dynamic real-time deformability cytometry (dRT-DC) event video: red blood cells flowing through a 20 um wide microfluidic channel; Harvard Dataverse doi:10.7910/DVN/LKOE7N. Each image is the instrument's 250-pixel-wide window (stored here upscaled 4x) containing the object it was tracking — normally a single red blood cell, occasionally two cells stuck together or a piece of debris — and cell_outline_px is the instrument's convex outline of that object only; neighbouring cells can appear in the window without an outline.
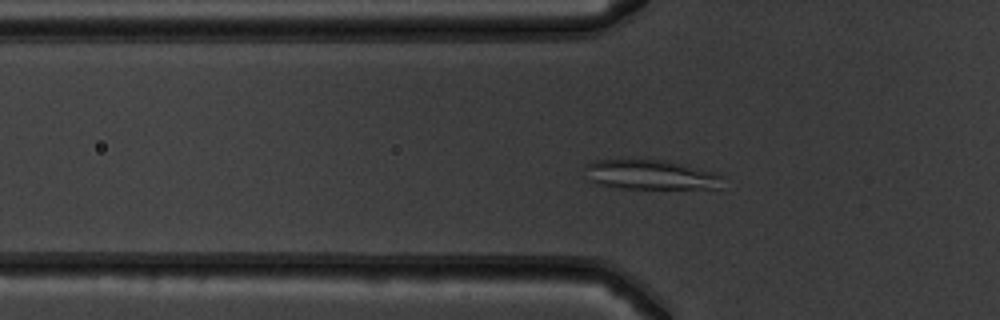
{"species": "common noctule bat (a hibernating species)", "species_latin": "Nyctalus noctula", "temperature_condition": "warm", "stored_images_in_passage": 47, "camera_frame_rate_fps": 3000, "um_per_image_px": 0.085, "animal": {"sex": "male", "body_mass_g": 19.5, "forearm_length_mm": 54.6}, "frame": {"image": 1, "passage_image": 13, "time_ms": 4.0, "image_size_px": [1000, 320], "cell_outline_px": [[724, 176], [720, 188], [616, 188], [596, 184], [588, 180], [584, 164], [592, 160], [664, 160], [684, 164], [712, 172]], "centroid_in_image_um": [55.25, 14.85], "position_along_channel_um": 70.6, "area_um2": 23.81}}
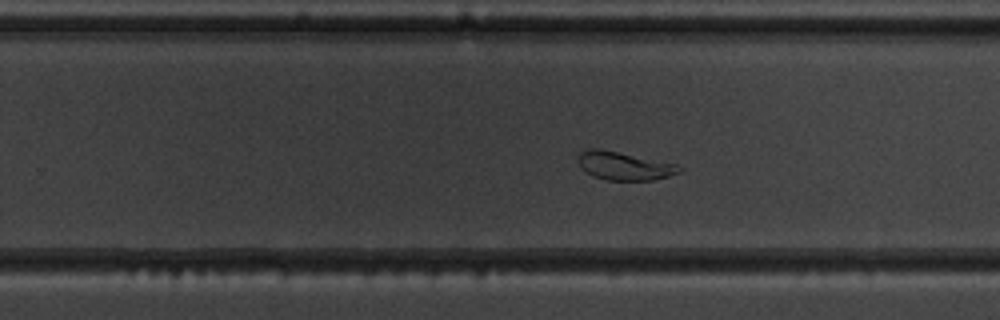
{"frame": {"image": 2, "passage_image": 29, "time_ms": 9.333, "image_size_px": [1000, 320], "cell_outline_px": [[684, 168], [680, 172], [668, 176], [652, 180], [604, 180], [592, 176], [580, 168], [580, 152], [588, 148], [596, 148], [676, 164]], "centroid_in_image_um": [53.05, 14.12], "position_along_channel_um": 276.8, "area_um2": 16.36}}
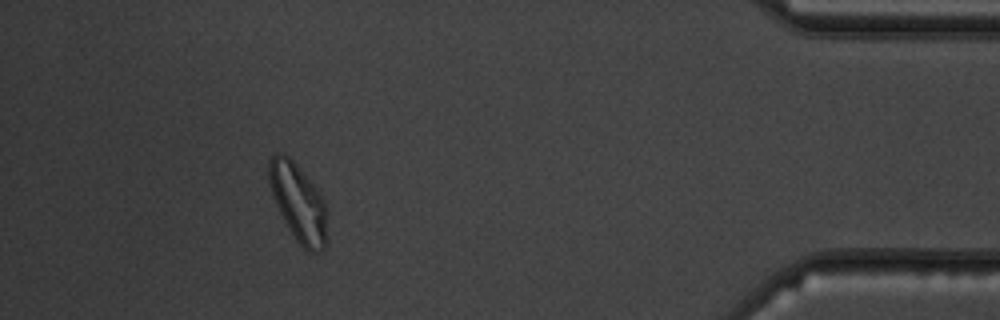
{"frame": {"image": 3, "passage_image": 43, "time_ms": 14.0, "image_size_px": [1000, 320], "cell_outline_px": [[328, 240], [324, 248], [320, 252], [308, 252], [296, 240], [284, 220], [276, 204], [268, 180], [268, 160], [276, 152], [284, 152], [296, 164], [312, 184], [324, 200], [328, 212]], "centroid_in_image_um": [25.39, 17.25], "position_along_channel_um": 409.8, "area_um2": 26.53}, "authors_computed_cell_mechanics": {"area_um2": 23.698, "velocity_mm_per_s": 3.8963, "shape_relaxation_time_tau1_ms": 3.7316, "shape_relaxation_time_tau2_ms": null, "deformation_change_tau1": 0.1041, "deformation_change_tau2": null}}